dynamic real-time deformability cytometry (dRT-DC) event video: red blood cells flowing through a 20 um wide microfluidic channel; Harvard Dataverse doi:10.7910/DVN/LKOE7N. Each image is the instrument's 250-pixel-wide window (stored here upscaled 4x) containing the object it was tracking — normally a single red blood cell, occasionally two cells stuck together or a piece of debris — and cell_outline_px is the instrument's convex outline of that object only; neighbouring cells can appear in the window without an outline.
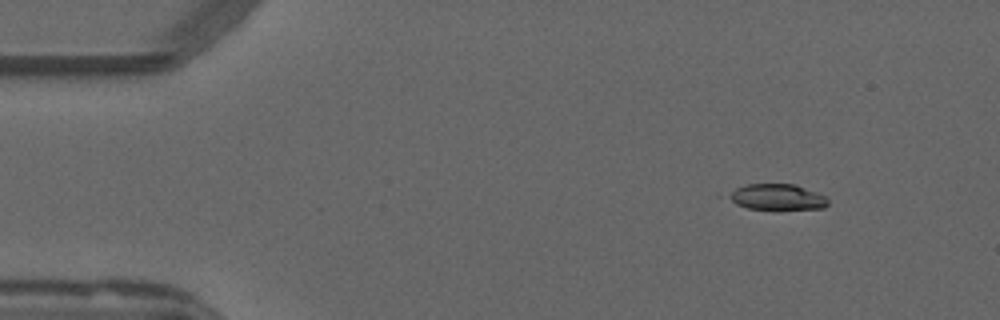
{"species": "common noctule bat (a hibernating species)", "species_latin": "Nyctalus noctula", "temperature_condition": "warm", "stored_images_in_passage": 39, "camera_frame_rate_fps": 3000, "um_per_image_px": 0.085, "animal": {"sex": "male", "forearm_length_mm": 52.5}, "frame": {"image": 1, "passage_image": 1, "time_ms": 0.0, "image_size_px": [1000, 320], "cell_outline_px": [[828, 204], [824, 208], [748, 208], [736, 204], [716, 196], [736, 188], [748, 184], [796, 184], [816, 192], [824, 196], [828, 200]], "centroid_in_image_um": [65.88, 16.72], "position_along_channel_um": 19.1, "area_um2": 15.14}}
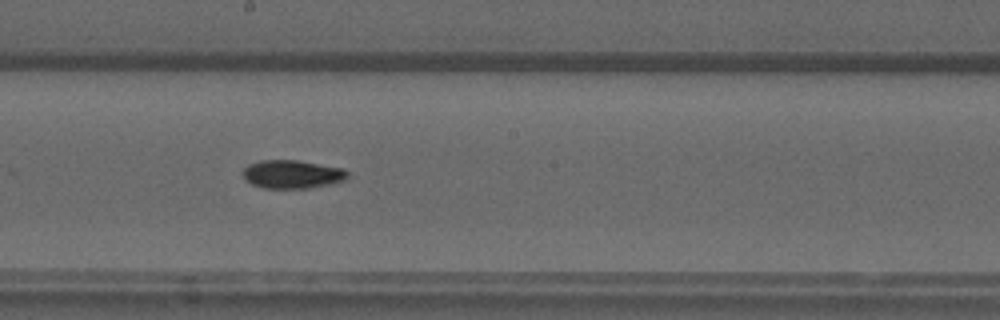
{"frame": {"image": 2, "passage_image": 24, "time_ms": 7.667, "image_size_px": [1000, 320], "cell_outline_px": [[348, 180], [312, 188], [264, 188], [252, 184], [244, 180], [240, 172], [248, 164], [260, 160], [296, 160], [344, 168], [348, 172]], "centroid_in_image_um": [24.82, 14.81], "position_along_channel_um": 223.4, "area_um2": 17.63}}
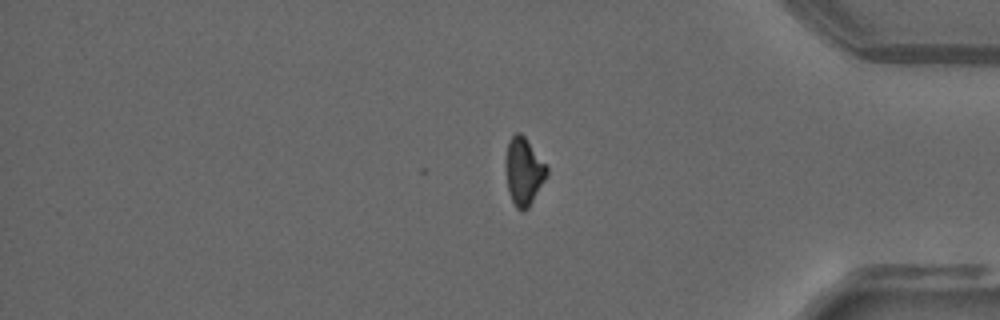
{"frame": {"image": 3, "passage_image": 39, "time_ms": 12.667, "image_size_px": [1000, 320], "cell_outline_px": [[548, 172], [544, 180], [528, 208], [524, 212], [516, 208], [508, 192], [504, 168], [508, 140], [516, 132], [520, 132], [524, 136], [548, 168]], "centroid_in_image_um": [44.47, 14.57], "position_along_channel_um": 390.7, "area_um2": 16.13}}